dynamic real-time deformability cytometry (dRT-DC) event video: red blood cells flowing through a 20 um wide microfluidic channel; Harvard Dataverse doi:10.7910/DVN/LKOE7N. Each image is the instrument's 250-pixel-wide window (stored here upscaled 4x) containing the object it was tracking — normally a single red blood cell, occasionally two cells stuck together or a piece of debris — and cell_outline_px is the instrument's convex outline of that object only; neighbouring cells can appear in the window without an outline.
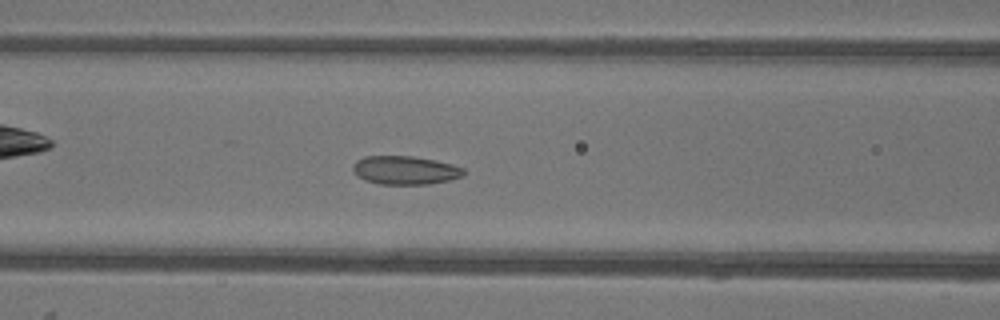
{"species": "common noctule bat (a hibernating species)", "species_latin": "Nyctalus noctula", "temperature_condition": "warm", "stored_images_in_passage": 53, "camera_frame_rate_fps": 3000, "um_per_image_px": 0.085, "animal": {"sex": "female"}, "frame": {"image": 1, "passage_image": 21, "time_ms": 6.667, "image_size_px": [1000, 320], "cell_outline_px": [[464, 176], [448, 180], [428, 184], [380, 184], [364, 180], [356, 176], [352, 172], [352, 164], [356, 160], [364, 156], [412, 156], [436, 160], [452, 164], [464, 168]], "centroid_in_image_um": [34.39, 14.46], "position_along_channel_um": 132.2, "area_um2": 18.61}}
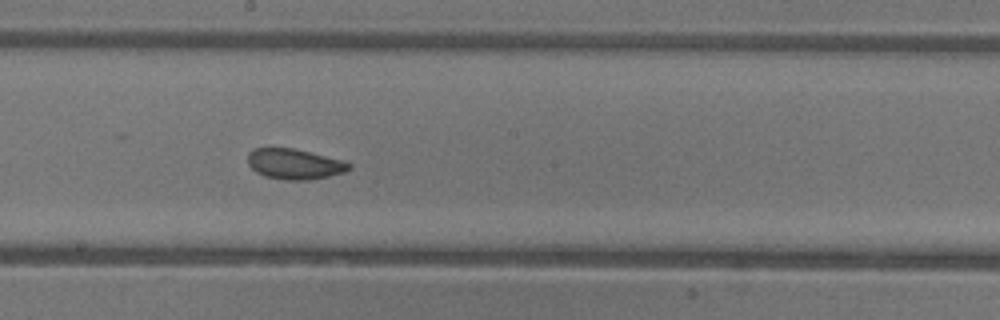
{"frame": {"image": 2, "passage_image": 28, "time_ms": 9.0, "image_size_px": [1000, 320], "cell_outline_px": [[352, 168], [344, 172], [328, 176], [308, 180], [284, 180], [264, 176], [256, 172], [248, 164], [248, 152], [252, 148], [292, 148], [344, 160], [352, 164]], "centroid_in_image_um": [25.03, 13.94], "position_along_channel_um": 223.2, "area_um2": 18.03}}
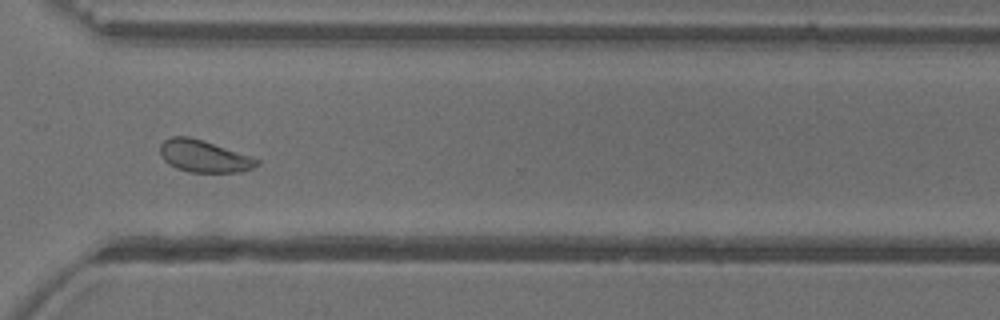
{"frame": {"image": 3, "passage_image": 38, "time_ms": 12.333, "image_size_px": [1000, 320], "cell_outline_px": [[260, 164], [252, 168], [240, 172], [188, 172], [176, 168], [168, 164], [160, 156], [160, 144], [164, 140], [172, 136], [188, 136], [204, 140], [252, 156], [260, 160]], "centroid_in_image_um": [17.33, 13.27], "position_along_channel_um": 353.3, "area_um2": 18.32}, "authors_computed_cell_mechanics": {"area_um2": 19.1896, "velocity_mm_per_s": 3.9105, "shape_relaxation_time_tau1_ms": 7.149, "shape_relaxation_time_tau2_ms": 1.2705, "deformation_change_tau1": 0.1262, "deformation_change_tau2": 0.0649}}